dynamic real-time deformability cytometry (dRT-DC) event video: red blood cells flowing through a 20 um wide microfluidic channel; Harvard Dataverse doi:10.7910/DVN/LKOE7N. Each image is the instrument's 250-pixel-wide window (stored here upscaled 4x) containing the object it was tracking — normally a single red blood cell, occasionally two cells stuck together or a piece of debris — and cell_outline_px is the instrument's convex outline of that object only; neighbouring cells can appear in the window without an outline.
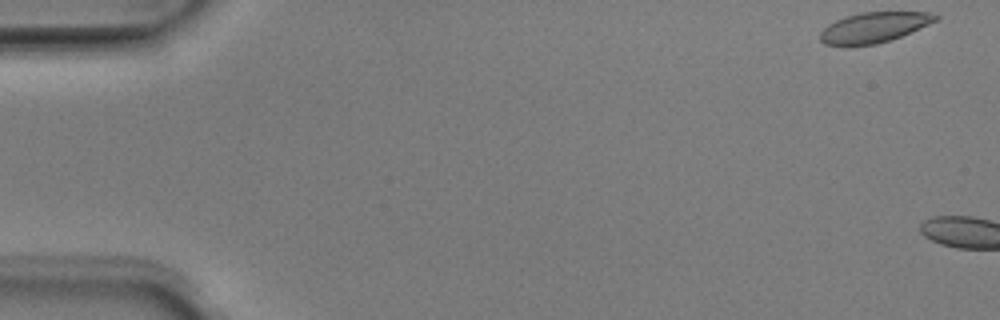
{"species": "Egyptian fruit bat (a non-hibernating species)", "species_latin": "Rousettus aegyptiacus", "temperature_condition": "room temperature", "stored_images_in_passage": 4, "camera_frame_rate_fps": 3000, "um_per_image_px": 0.085, "animal": {"sex": "male"}, "frame": {"image": 1, "passage_image": 1, "time_ms": 0.0, "image_size_px": [1000, 320], "cell_outline_px": [[940, 16], [936, 20], [928, 24], [900, 36], [876, 44], [824, 44], [820, 40], [820, 32], [828, 24], [844, 16], [864, 12], [928, 12]], "centroid_in_image_um": [74.27, 2.3], "position_along_channel_um": 10.7, "area_um2": 19.83}}